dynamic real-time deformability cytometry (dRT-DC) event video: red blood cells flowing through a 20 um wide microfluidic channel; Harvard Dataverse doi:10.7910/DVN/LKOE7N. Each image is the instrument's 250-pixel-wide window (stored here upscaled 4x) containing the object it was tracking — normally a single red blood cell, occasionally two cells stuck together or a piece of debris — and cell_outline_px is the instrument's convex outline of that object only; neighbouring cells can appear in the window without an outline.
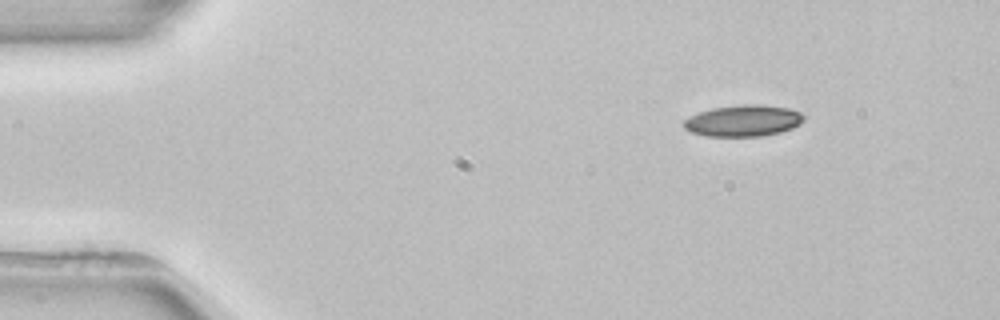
{"species": "common noctule bat (a hibernating species)", "species_latin": "Nyctalus noctula", "temperature_condition": "room temperature", "stored_images_in_passage": 4, "camera_frame_rate_fps": 3000, "um_per_image_px": 0.085, "animal": {"sex": "female", "body_mass_g": 22.7, "forearm_length_mm": 54.2}, "frame": {"image": 1, "passage_image": 1, "time_ms": 0.0, "image_size_px": [1000, 320], "cell_outline_px": [[804, 120], [800, 124], [792, 128], [780, 132], [760, 136], [708, 136], [692, 132], [684, 128], [684, 120], [688, 116], [712, 108], [744, 104], [760, 104], [792, 108], [800, 112], [804, 116]], "centroid_in_image_um": [63.2, 10.25], "position_along_channel_um": 21.8, "area_um2": 22.02}}